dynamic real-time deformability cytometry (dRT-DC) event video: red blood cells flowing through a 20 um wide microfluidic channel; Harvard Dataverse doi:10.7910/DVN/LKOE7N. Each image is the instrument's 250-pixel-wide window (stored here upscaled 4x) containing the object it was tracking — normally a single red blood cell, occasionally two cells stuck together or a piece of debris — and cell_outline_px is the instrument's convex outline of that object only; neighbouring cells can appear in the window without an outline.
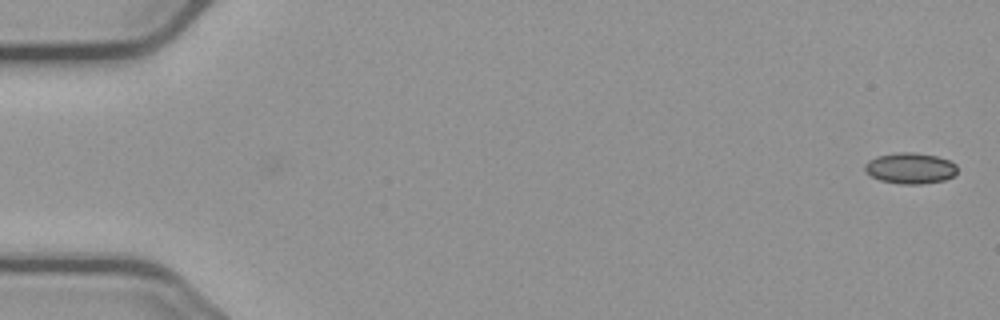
{"species": "common noctule bat (a hibernating species)", "species_latin": "Nyctalus noctula", "temperature_condition": "cold", "stored_images_in_passage": 3, "camera_frame_rate_fps": 3000, "um_per_image_px": 0.085, "animal": {"sex": "male", "body_mass_g": 23.1, "forearm_length_mm": 52.7}, "frame": {"image": 1, "passage_image": 3, "time_ms": 0.667, "image_size_px": [1000, 320], "cell_outline_px": [[956, 172], [952, 176], [944, 180], [920, 184], [900, 184], [880, 180], [864, 172], [864, 164], [868, 160], [876, 156], [896, 152], [912, 152], [936, 156], [948, 160], [956, 164]], "centroid_in_image_um": [77.32, 14.29], "position_along_channel_um": 7.7, "area_um2": 16.7}}